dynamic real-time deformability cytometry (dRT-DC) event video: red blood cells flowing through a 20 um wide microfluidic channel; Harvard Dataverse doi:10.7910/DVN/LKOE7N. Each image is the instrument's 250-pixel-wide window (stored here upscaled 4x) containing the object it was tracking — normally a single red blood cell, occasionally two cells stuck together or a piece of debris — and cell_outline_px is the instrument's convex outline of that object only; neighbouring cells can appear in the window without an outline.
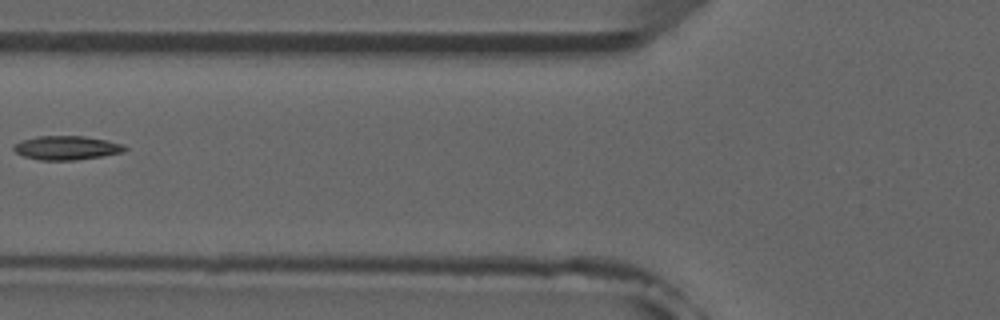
{"species": "common noctule bat (a hibernating species)", "species_latin": "Nyctalus noctula", "temperature_condition": "room temperature", "stored_images_in_passage": 7, "camera_frame_rate_fps": 3000, "um_per_image_px": 0.085, "animal": {"sex": "male", "forearm_length_mm": 52.5}, "frame": {"image": 1, "passage_image": 6, "time_ms": 5.667, "image_size_px": [1000, 320], "cell_outline_px": [[128, 148], [124, 152], [104, 156], [76, 160], [40, 160], [24, 156], [16, 152], [12, 148], [16, 144], [24, 140], [36, 136], [84, 136], [108, 140], [124, 144]], "centroid_in_image_um": [5.73, 12.56], "position_along_channel_um": 120.1, "area_um2": 15.55}}
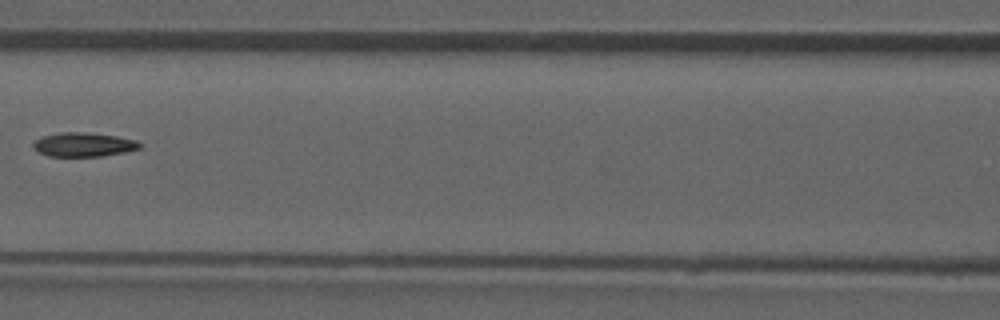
{"frame": {"image": 2, "passage_image": 7, "time_ms": 6.667, "image_size_px": [1000, 320], "cell_outline_px": [[144, 144], [140, 148], [124, 152], [100, 156], [48, 156], [40, 152], [32, 144], [36, 140], [44, 136], [60, 132], [84, 132], [116, 136], [136, 140]], "centroid_in_image_um": [7.15, 12.28], "position_along_channel_um": 159.5, "area_um2": 14.74}}